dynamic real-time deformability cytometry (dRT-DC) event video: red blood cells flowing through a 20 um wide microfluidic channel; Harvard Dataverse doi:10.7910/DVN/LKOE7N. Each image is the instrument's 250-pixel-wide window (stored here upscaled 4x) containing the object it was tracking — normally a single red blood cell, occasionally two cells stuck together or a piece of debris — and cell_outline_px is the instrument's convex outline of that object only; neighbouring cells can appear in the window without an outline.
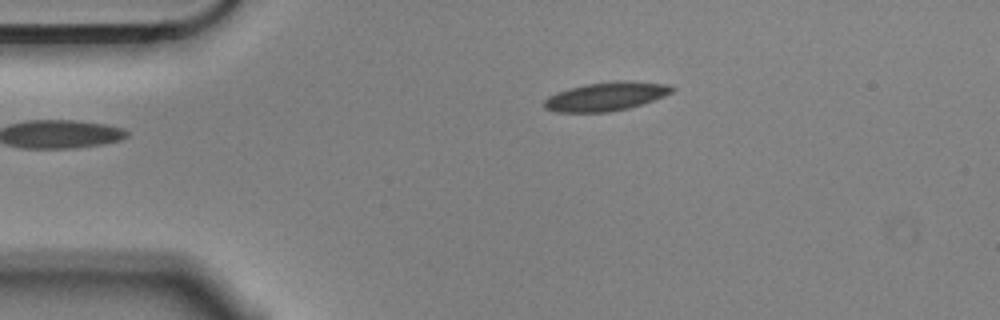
{"species": "Egyptian fruit bat (a non-hibernating species)", "species_latin": "Rousettus aegyptiacus", "temperature_condition": "cold", "stored_images_in_passage": 4, "camera_frame_rate_fps": 3000, "um_per_image_px": 0.085, "animal": {"sex": "male"}, "frame": {"image": 1, "passage_image": 1, "time_ms": 0.0, "image_size_px": [1000, 320], "cell_outline_px": [[676, 88], [672, 92], [664, 96], [628, 108], [608, 112], [556, 112], [544, 108], [544, 100], [548, 96], [556, 92], [568, 88], [588, 84], [624, 80], [672, 84]], "centroid_in_image_um": [51.52, 8.19], "position_along_channel_um": 33.5, "area_um2": 21.33}}
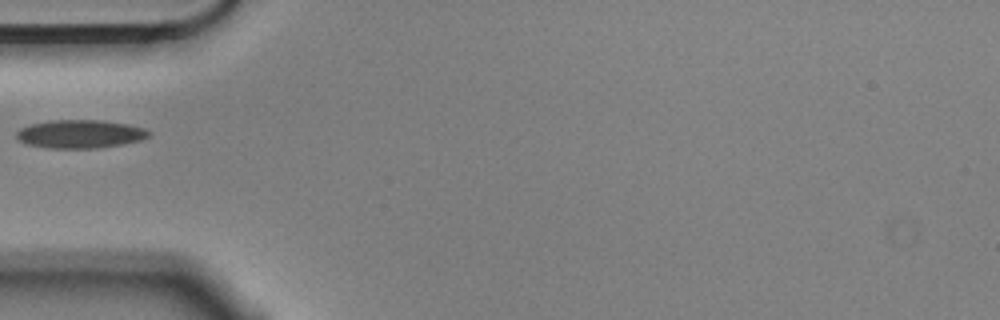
{"frame": {"image": 2, "passage_image": 3, "time_ms": 0.667, "image_size_px": [1000, 320], "cell_outline_px": [[152, 132], [148, 136], [140, 140], [120, 144], [96, 148], [48, 148], [24, 144], [16, 136], [16, 132], [20, 128], [32, 124], [48, 120], [100, 120], [128, 124], [144, 128]], "centroid_in_image_um": [6.78, 11.38], "position_along_channel_um": 78.2, "area_um2": 21.79}}
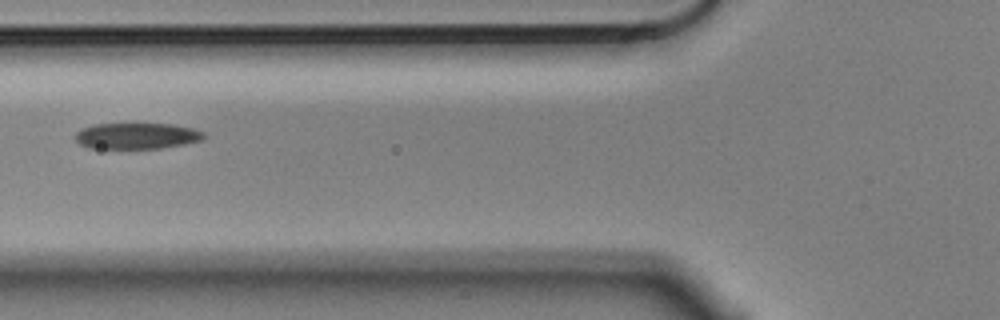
{"frame": {"image": 3, "passage_image": 4, "time_ms": 1.0, "image_size_px": [1000, 320], "cell_outline_px": [[208, 136], [200, 140], [184, 144], [160, 148], [88, 148], [80, 144], [76, 140], [76, 132], [84, 128], [96, 124], [172, 124], [192, 128], [204, 132]], "centroid_in_image_um": [11.65, 11.55], "position_along_channel_um": 114.1, "area_um2": 19.36}}